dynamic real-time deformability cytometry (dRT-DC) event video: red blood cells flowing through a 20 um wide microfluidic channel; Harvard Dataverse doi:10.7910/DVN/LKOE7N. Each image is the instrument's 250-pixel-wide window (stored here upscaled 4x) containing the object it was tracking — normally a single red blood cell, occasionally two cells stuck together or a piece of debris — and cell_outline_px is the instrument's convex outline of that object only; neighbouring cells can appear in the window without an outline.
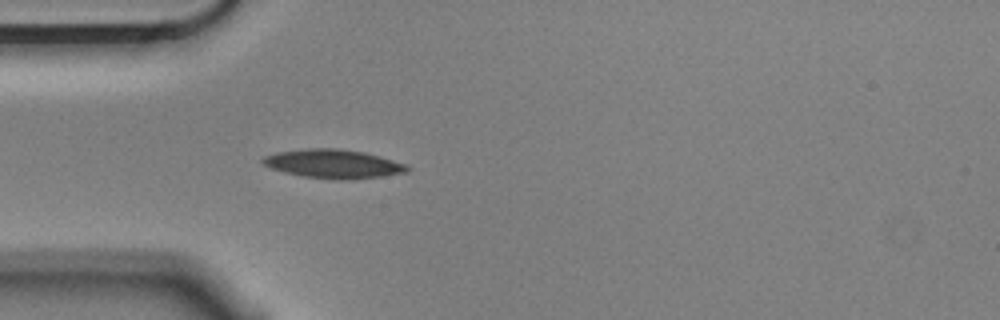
{"species": "Egyptian fruit bat (a non-hibernating species)", "species_latin": "Rousettus aegyptiacus", "temperature_condition": "cold", "stored_images_in_passage": 2, "camera_frame_rate_fps": 3000, "um_per_image_px": 0.085, "animal": {"sex": "male"}, "frame": {"image": 1, "passage_image": 2, "time_ms": 0.333, "image_size_px": [1000, 320], "cell_outline_px": [[412, 168], [408, 172], [384, 176], [340, 180], [332, 180], [304, 176], [284, 172], [272, 168], [264, 164], [260, 160], [264, 156], [276, 152], [308, 148], [336, 148], [364, 152], [408, 164]], "centroid_in_image_um": [28.37, 13.93], "position_along_channel_um": 56.6, "area_um2": 24.33}}